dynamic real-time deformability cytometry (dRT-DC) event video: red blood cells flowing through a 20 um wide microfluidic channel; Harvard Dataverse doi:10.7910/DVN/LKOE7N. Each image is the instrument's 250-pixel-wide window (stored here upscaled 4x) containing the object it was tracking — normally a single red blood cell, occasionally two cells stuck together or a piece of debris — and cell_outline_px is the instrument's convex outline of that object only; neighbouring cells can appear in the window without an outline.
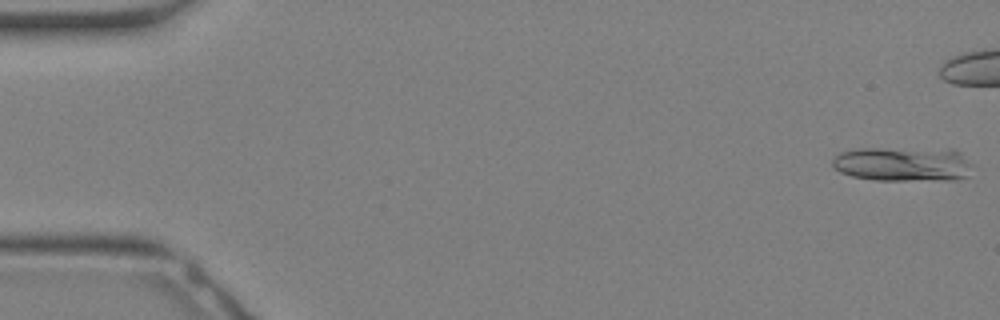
{"species": "Egyptian fruit bat (a non-hibernating species)", "species_latin": "Rousettus aegyptiacus", "temperature_condition": "warm", "stored_images_in_passage": 6, "camera_frame_rate_fps": 3000, "um_per_image_px": 0.085, "animal": {"sex": "female"}, "frame": {"image": 1, "passage_image": 1, "time_ms": 0.0, "image_size_px": [1000, 320], "cell_outline_px": [[972, 164], [968, 176], [960, 180], [876, 180], [852, 176], [840, 172], [832, 164], [832, 160], [840, 152], [856, 148], [956, 148]], "centroid_in_image_um": [76.81, 13.93], "position_along_channel_um": 8.2, "area_um2": 28.78}}